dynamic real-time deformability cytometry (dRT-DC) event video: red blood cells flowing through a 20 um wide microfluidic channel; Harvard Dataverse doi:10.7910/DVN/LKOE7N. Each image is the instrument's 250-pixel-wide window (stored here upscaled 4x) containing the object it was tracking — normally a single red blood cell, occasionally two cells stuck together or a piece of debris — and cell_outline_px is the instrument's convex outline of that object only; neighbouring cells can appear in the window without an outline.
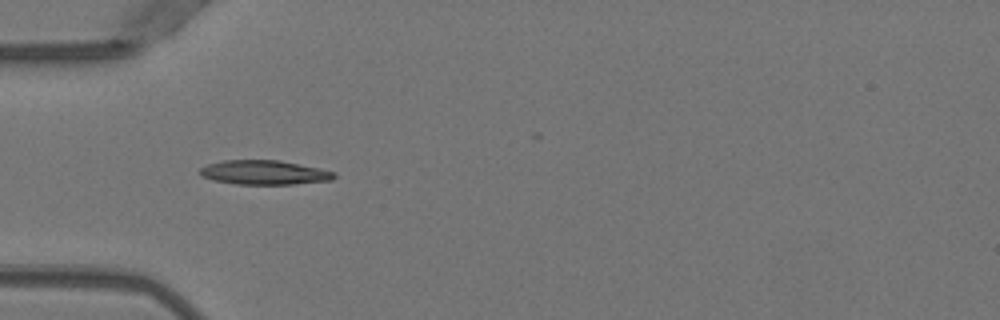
{"species": "Egyptian fruit bat (a non-hibernating species)", "species_latin": "Rousettus aegyptiacus", "temperature_condition": "warm", "stored_images_in_passage": 32, "camera_frame_rate_fps": 3000, "um_per_image_px": 0.085, "animal": {"sex": "female"}, "frame": {"image": 1, "passage_image": 1, "time_ms": 0.0, "image_size_px": [1000, 320], "cell_outline_px": [[336, 176], [332, 180], [292, 184], [236, 184], [212, 180], [200, 176], [200, 168], [208, 164], [224, 160], [280, 160], [320, 168], [336, 172]], "centroid_in_image_um": [22.46, 14.66], "position_along_channel_um": 62.5, "area_um2": 19.07}}
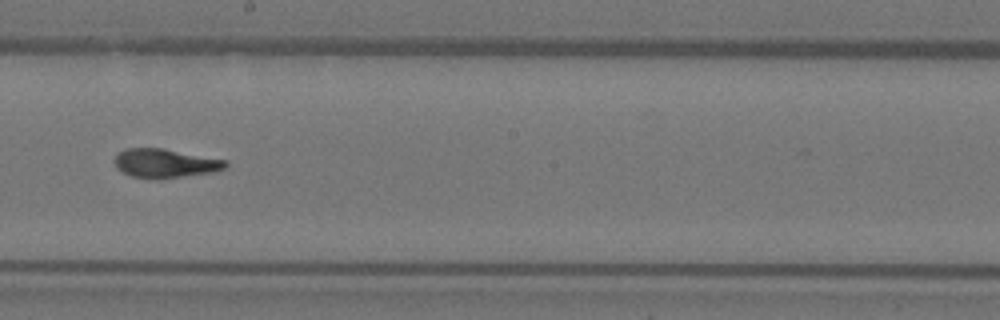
{"frame": {"image": 2, "passage_image": 14, "time_ms": 4.333, "image_size_px": [1000, 320], "cell_outline_px": [[228, 164], [224, 168], [212, 172], [160, 180], [156, 180], [132, 176], [116, 168], [112, 160], [116, 152], [124, 148], [160, 148], [228, 160]], "centroid_in_image_um": [13.97, 13.88], "position_along_channel_um": 234.2, "area_um2": 19.02}}
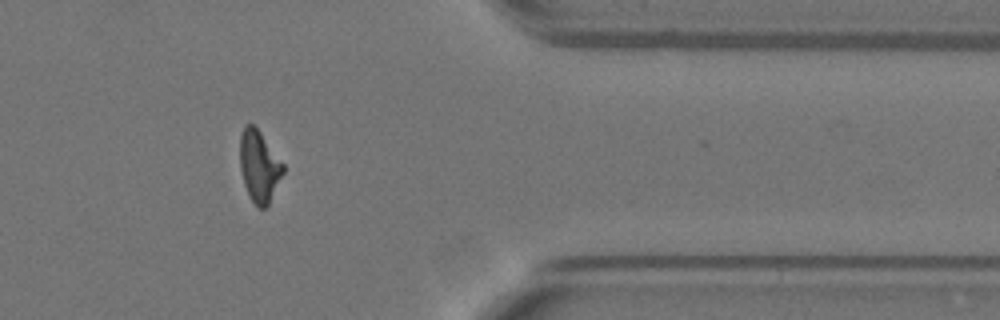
{"frame": {"image": 3, "passage_image": 27, "time_ms": 8.667, "image_size_px": [1000, 320], "cell_outline_px": [[284, 172], [268, 204], [264, 208], [256, 208], [248, 196], [244, 184], [240, 168], [240, 136], [244, 124], [252, 124], [260, 132], [284, 164]], "centroid_in_image_um": [22.01, 14.15], "position_along_channel_um": 389.4, "area_um2": 17.98}, "authors_computed_cell_mechanics": {"area_um2": 18.6405, "velocity_mm_per_s": 4.0029, "shape_relaxation_time_tau1_ms": 5.7224, "shape_relaxation_time_tau2_ms": 1.5668, "deformation_change_tau1": 0.2218, "deformation_change_tau2": 0.0569}}